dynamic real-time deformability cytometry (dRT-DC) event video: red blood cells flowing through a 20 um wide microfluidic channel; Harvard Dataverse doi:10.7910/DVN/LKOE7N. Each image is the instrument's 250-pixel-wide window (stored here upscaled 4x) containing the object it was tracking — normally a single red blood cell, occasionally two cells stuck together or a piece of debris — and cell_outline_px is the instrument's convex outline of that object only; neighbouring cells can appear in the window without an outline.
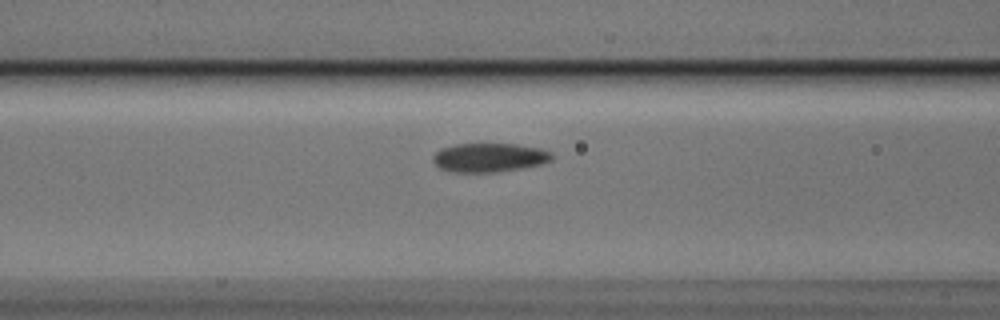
{"species": "Egyptian fruit bat (a non-hibernating species)", "species_latin": "Rousettus aegyptiacus", "temperature_condition": "cold", "stored_images_in_passage": 39, "camera_frame_rate_fps": 3000, "um_per_image_px": 0.085, "animal": {"sex": "male"}, "frame": {"image": 1, "passage_image": 9, "time_ms": 2.667, "image_size_px": [1000, 320], "cell_outline_px": [[552, 160], [540, 164], [524, 168], [500, 172], [452, 172], [440, 168], [432, 160], [432, 156], [440, 148], [456, 144], [516, 144], [540, 148], [552, 152]], "centroid_in_image_um": [41.59, 13.39], "position_along_channel_um": 125.0, "area_um2": 20.17}}
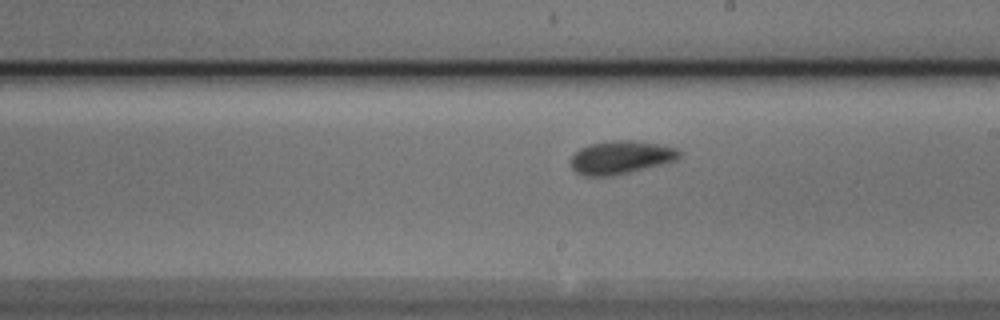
{"frame": {"image": 2, "passage_image": 18, "time_ms": 5.667, "image_size_px": [1000, 320], "cell_outline_px": [[684, 156], [676, 160], [664, 164], [612, 176], [584, 176], [576, 172], [572, 168], [572, 156], [580, 148], [588, 144], [612, 140], [632, 140], [656, 144], [676, 148], [684, 152]], "centroid_in_image_um": [52.81, 13.38], "position_along_channel_um": 236.2, "area_um2": 21.15}}
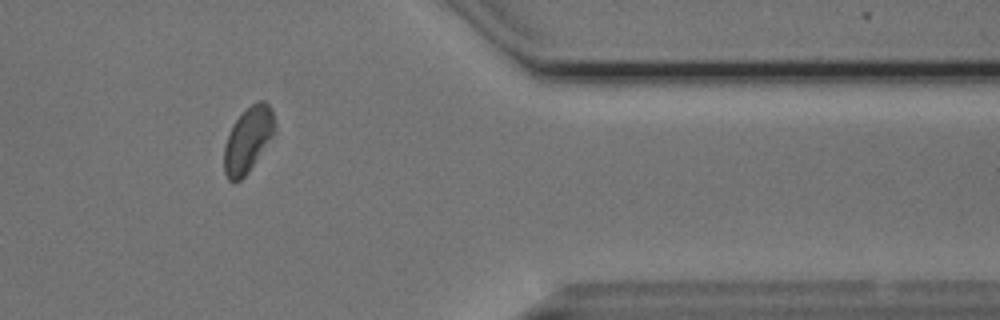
{"frame": {"image": 3, "passage_image": 32, "time_ms": 10.333, "image_size_px": [1000, 320], "cell_outline_px": [[276, 124], [272, 136], [248, 172], [236, 184], [232, 184], [228, 180], [224, 172], [224, 144], [236, 120], [256, 100], [264, 100], [272, 108]], "centroid_in_image_um": [21.07, 11.89], "position_along_channel_um": 390.3, "area_um2": 19.07}}